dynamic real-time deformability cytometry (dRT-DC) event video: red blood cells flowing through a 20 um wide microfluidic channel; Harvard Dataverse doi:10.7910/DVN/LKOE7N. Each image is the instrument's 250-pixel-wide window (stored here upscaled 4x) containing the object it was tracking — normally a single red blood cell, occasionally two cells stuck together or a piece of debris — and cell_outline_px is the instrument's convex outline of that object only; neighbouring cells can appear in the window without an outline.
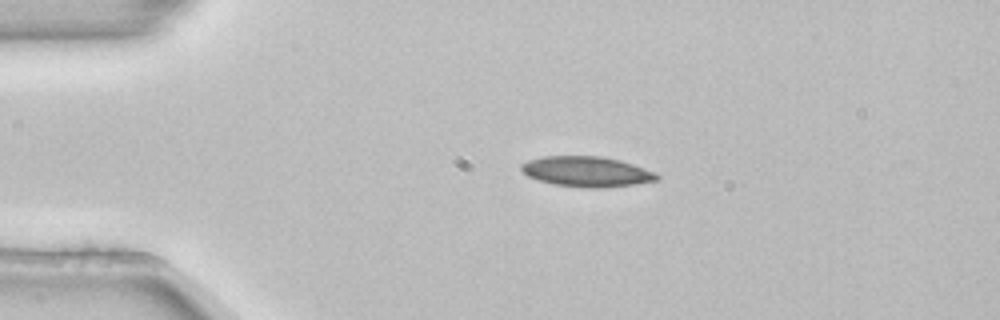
{"species": "common noctule bat (a hibernating species)", "species_latin": "Nyctalus noctula", "temperature_condition": "room temperature", "stored_images_in_passage": 3, "camera_frame_rate_fps": 3000, "um_per_image_px": 0.085, "animal": {"sex": "female", "body_mass_g": 22.7, "forearm_length_mm": 54.2}, "frame": {"image": 1, "passage_image": 2, "time_ms": 0.333, "image_size_px": [1000, 320], "cell_outline_px": [[660, 180], [608, 188], [584, 188], [552, 184], [528, 176], [520, 168], [520, 164], [528, 160], [544, 156], [600, 156], [620, 160], [656, 172], [660, 176]], "centroid_in_image_um": [49.89, 14.59], "position_along_channel_um": 35.1, "area_um2": 24.1}}